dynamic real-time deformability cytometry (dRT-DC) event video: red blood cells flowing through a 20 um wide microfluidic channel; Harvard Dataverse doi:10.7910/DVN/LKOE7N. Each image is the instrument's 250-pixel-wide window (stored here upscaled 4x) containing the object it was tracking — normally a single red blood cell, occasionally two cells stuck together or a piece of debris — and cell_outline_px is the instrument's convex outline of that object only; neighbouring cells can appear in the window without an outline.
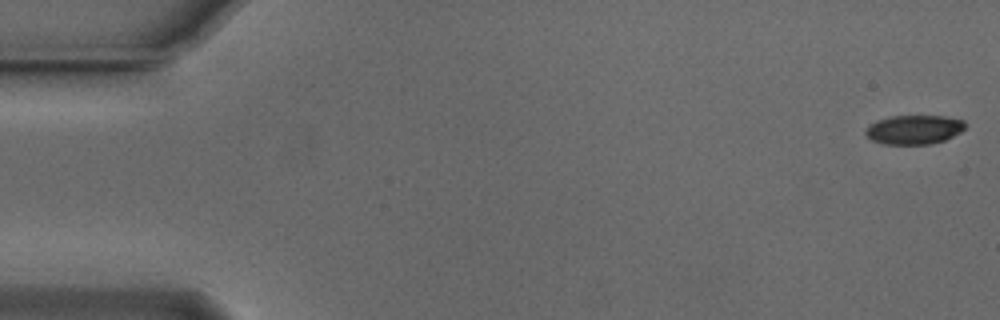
{"species": "Egyptian fruit bat (a non-hibernating species)", "species_latin": "Rousettus aegyptiacus", "temperature_condition": "cold", "stored_images_in_passage": 55, "camera_frame_rate_fps": 3000, "um_per_image_px": 0.085, "animal": {"sex": "male"}, "frame": {"image": 1, "passage_image": 1, "time_ms": 0.0, "image_size_px": [1000, 320], "cell_outline_px": [[964, 128], [960, 132], [944, 140], [932, 144], [884, 144], [872, 140], [864, 132], [868, 124], [876, 120], [892, 116], [944, 116], [964, 120]], "centroid_in_image_um": [77.66, 11.01], "position_along_channel_um": 7.3, "area_um2": 16.88}}
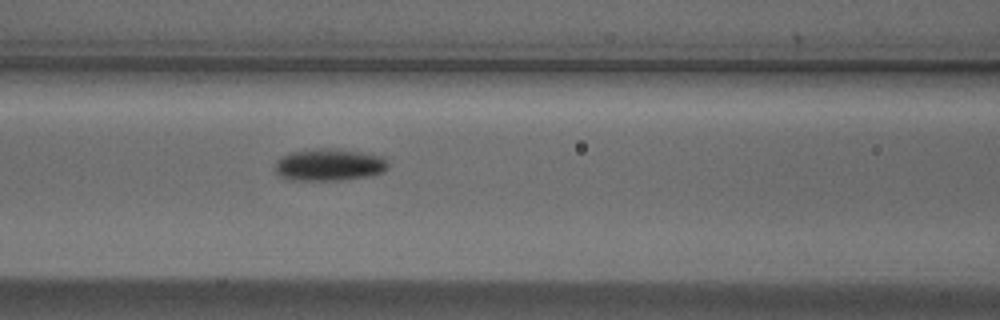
{"frame": {"image": 2, "passage_image": 23, "time_ms": 7.333, "image_size_px": [1000, 320], "cell_outline_px": [[388, 168], [384, 172], [372, 176], [344, 180], [288, 180], [280, 176], [272, 168], [276, 160], [280, 156], [292, 152], [316, 148], [332, 148], [360, 152], [384, 156], [388, 164]], "centroid_in_image_um": [27.96, 14.01], "position_along_channel_um": 138.6, "area_um2": 21.62}}
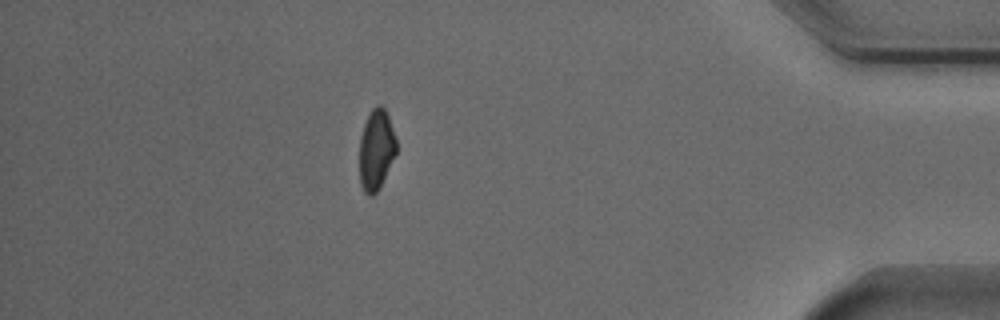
{"frame": {"image": 3, "passage_image": 48, "time_ms": 15.667, "image_size_px": [1000, 320], "cell_outline_px": [[396, 152], [380, 188], [372, 196], [368, 196], [364, 192], [360, 184], [360, 136], [364, 124], [372, 108], [376, 104], [380, 104], [384, 108], [388, 116], [396, 140]], "centroid_in_image_um": [31.96, 12.74], "position_along_channel_um": 403.2, "area_um2": 17.22}, "authors_computed_cell_mechanics": {"area_um2": 18.5538, "velocity_mm_per_s": 3.7405, "shape_relaxation_time_tau1_ms": 1.9465, "shape_relaxation_time_tau2_ms": null, "deformation_change_tau1": 0.123, "deformation_change_tau2": null}}